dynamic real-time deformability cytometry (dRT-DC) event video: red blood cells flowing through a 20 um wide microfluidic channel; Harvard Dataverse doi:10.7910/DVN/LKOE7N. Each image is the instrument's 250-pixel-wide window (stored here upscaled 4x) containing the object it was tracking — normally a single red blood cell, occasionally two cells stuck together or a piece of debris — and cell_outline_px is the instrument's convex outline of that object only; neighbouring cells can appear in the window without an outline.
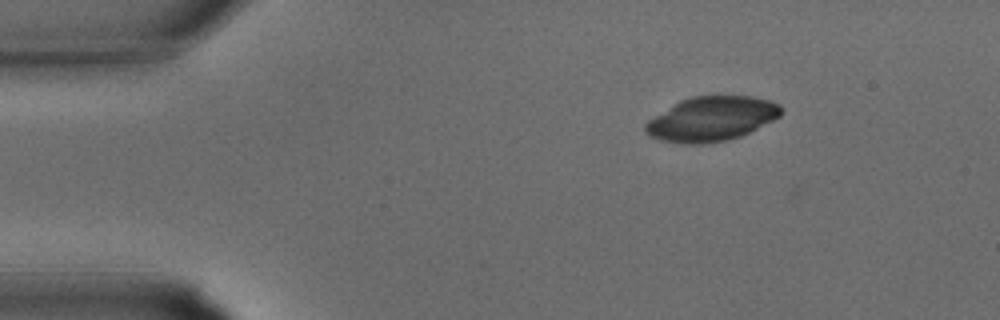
{"species": "common noctule bat (a hibernating species)", "species_latin": "Nyctalus noctula", "temperature_condition": "warm", "stored_images_in_passage": 8, "camera_frame_rate_fps": 3000, "um_per_image_px": 0.085, "animal": {"sex": "male", "body_mass_g": 15.6}, "frame": {"image": 1, "passage_image": 1, "time_ms": 0.0, "image_size_px": [1000, 320], "cell_outline_px": [[784, 112], [780, 116], [740, 136], [728, 140], [704, 144], [688, 144], [660, 140], [644, 132], [644, 124], [648, 120], [680, 100], [692, 96], [752, 96], [768, 100], [780, 104]], "centroid_in_image_um": [60.47, 10.1], "position_along_channel_um": 24.5, "area_um2": 35.03}}